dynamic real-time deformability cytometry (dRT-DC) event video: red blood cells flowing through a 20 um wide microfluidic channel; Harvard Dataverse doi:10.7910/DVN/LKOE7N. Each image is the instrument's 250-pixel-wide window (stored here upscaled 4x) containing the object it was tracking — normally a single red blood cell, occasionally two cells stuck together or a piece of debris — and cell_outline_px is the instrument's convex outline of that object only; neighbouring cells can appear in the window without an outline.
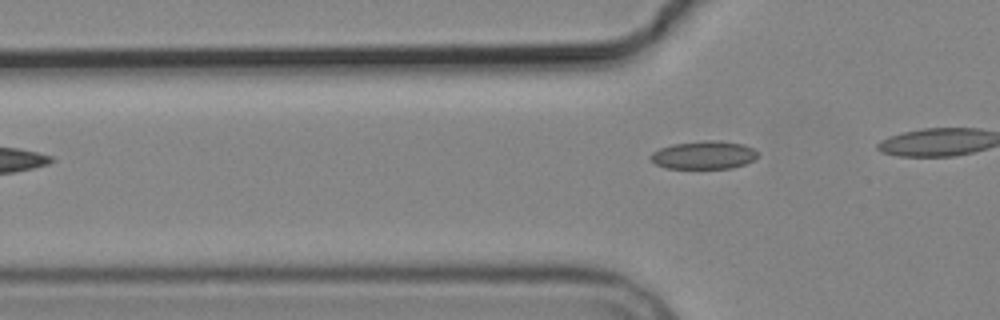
{"species": "common noctule bat (a hibernating species)", "species_latin": "Nyctalus noctula", "temperature_condition": "cold", "stored_images_in_passage": 2, "camera_frame_rate_fps": 3000, "um_per_image_px": 0.085, "animal": {"sex": "male", "body_mass_g": 19.2, "forearm_length_mm": 51.8}, "frame": {"image": 1, "passage_image": 2, "time_ms": 1.333, "image_size_px": [1000, 320], "cell_outline_px": [[760, 156], [756, 160], [732, 168], [664, 168], [656, 164], [648, 156], [652, 152], [660, 148], [672, 144], [704, 140], [720, 140], [744, 144], [760, 152]], "centroid_in_image_um": [59.87, 13.17], "position_along_channel_um": 65.9, "area_um2": 17.86}}